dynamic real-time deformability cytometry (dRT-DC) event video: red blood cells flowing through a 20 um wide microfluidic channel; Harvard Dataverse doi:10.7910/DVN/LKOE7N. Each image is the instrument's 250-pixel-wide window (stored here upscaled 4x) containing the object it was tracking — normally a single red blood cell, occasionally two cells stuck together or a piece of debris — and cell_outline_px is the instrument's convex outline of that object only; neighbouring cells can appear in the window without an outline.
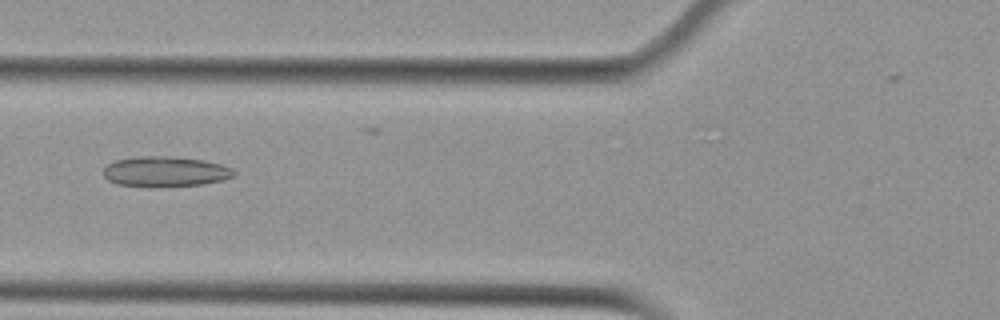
{"species": "Egyptian fruit bat (a non-hibernating species)", "species_latin": "Rousettus aegyptiacus", "temperature_condition": "cold", "stored_images_in_passage": 38, "camera_frame_rate_fps": 3000, "um_per_image_px": 0.085, "animal": {"sex": "female"}, "frame": {"image": 1, "passage_image": 15, "time_ms": 4.667, "image_size_px": [1000, 320], "cell_outline_px": [[236, 176], [224, 180], [204, 184], [156, 188], [116, 184], [108, 180], [104, 176], [104, 168], [108, 164], [116, 160], [136, 156], [168, 156], [204, 160], [220, 164], [232, 168], [236, 172]], "centroid_in_image_um": [14.07, 14.6], "position_along_channel_um": 111.7, "area_um2": 23.47}}
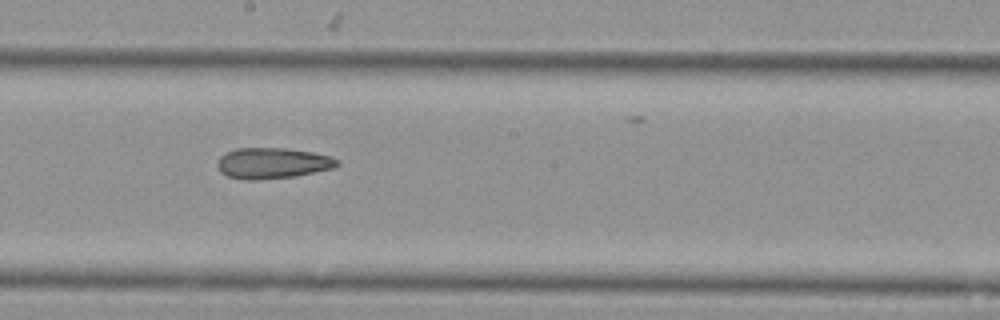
{"frame": {"image": 2, "passage_image": 24, "time_ms": 7.667, "image_size_px": [1000, 320], "cell_outline_px": [[340, 164], [332, 168], [296, 176], [252, 180], [244, 180], [228, 176], [220, 172], [216, 164], [220, 156], [236, 148], [284, 148], [312, 152], [332, 156], [340, 160]], "centroid_in_image_um": [23.17, 13.86], "position_along_channel_um": 225.0, "area_um2": 21.56}}
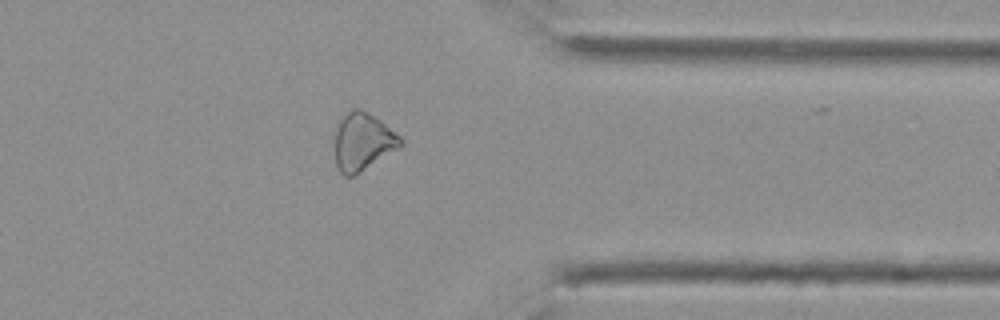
{"frame": {"image": 3, "passage_image": 37, "time_ms": 12.0, "image_size_px": [1000, 320], "cell_outline_px": [[404, 144], [400, 148], [356, 176], [344, 176], [340, 172], [336, 164], [336, 124], [340, 116], [352, 108], [360, 108], [380, 120], [400, 136], [404, 140]], "centroid_in_image_um": [30.85, 12.05], "position_along_channel_um": 380.6, "area_um2": 22.48}}